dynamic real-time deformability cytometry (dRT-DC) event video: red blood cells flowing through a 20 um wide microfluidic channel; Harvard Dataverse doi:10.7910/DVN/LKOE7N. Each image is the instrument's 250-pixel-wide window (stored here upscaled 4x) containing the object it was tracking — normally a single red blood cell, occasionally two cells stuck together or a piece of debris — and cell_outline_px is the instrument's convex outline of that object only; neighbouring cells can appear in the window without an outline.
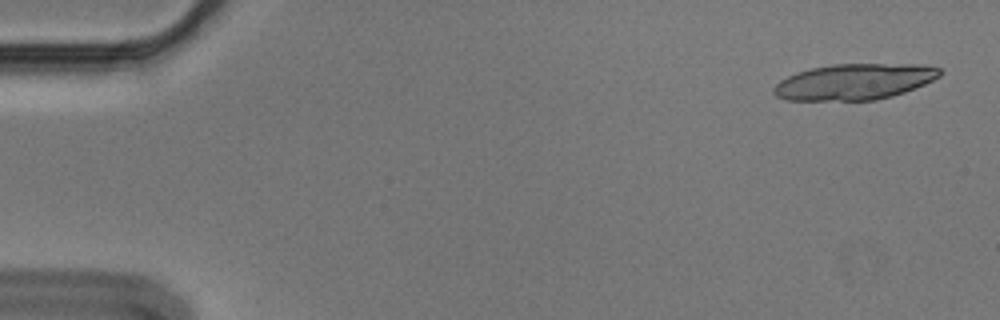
{"species": "Egyptian fruit bat (a non-hibernating species)", "species_latin": "Rousettus aegyptiacus", "temperature_condition": "cold", "stored_images_in_passage": 5, "camera_frame_rate_fps": 3000, "um_per_image_px": 0.085, "animal": {"sex": "male"}, "frame": {"image": 1, "passage_image": 1, "time_ms": 0.0, "image_size_px": [1000, 320], "cell_outline_px": [[944, 72], [940, 76], [924, 84], [904, 92], [892, 96], [876, 100], [788, 100], [776, 96], [772, 92], [772, 88], [780, 80], [796, 72], [812, 68], [832, 64], [924, 64], [940, 68]], "centroid_in_image_um": [72.63, 6.94], "position_along_channel_um": 12.4, "area_um2": 34.91}}